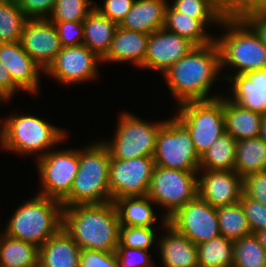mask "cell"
<instances>
[{
  "label": "cell",
  "instance_id": "cell-11",
  "mask_svg": "<svg viewBox=\"0 0 266 267\" xmlns=\"http://www.w3.org/2000/svg\"><path fill=\"white\" fill-rule=\"evenodd\" d=\"M41 190L37 193L62 201L71 191L79 169V148L50 150L36 160Z\"/></svg>",
  "mask_w": 266,
  "mask_h": 267
},
{
  "label": "cell",
  "instance_id": "cell-40",
  "mask_svg": "<svg viewBox=\"0 0 266 267\" xmlns=\"http://www.w3.org/2000/svg\"><path fill=\"white\" fill-rule=\"evenodd\" d=\"M252 233L266 229V206L244 193L240 198Z\"/></svg>",
  "mask_w": 266,
  "mask_h": 267
},
{
  "label": "cell",
  "instance_id": "cell-23",
  "mask_svg": "<svg viewBox=\"0 0 266 267\" xmlns=\"http://www.w3.org/2000/svg\"><path fill=\"white\" fill-rule=\"evenodd\" d=\"M167 5V0H135L132 9L118 26L151 34L164 27Z\"/></svg>",
  "mask_w": 266,
  "mask_h": 267
},
{
  "label": "cell",
  "instance_id": "cell-37",
  "mask_svg": "<svg viewBox=\"0 0 266 267\" xmlns=\"http://www.w3.org/2000/svg\"><path fill=\"white\" fill-rule=\"evenodd\" d=\"M223 19H244L256 12H266V0H215Z\"/></svg>",
  "mask_w": 266,
  "mask_h": 267
},
{
  "label": "cell",
  "instance_id": "cell-27",
  "mask_svg": "<svg viewBox=\"0 0 266 267\" xmlns=\"http://www.w3.org/2000/svg\"><path fill=\"white\" fill-rule=\"evenodd\" d=\"M120 226L155 227L158 222L155 203L146 196L121 197L115 199ZM154 204V205H153Z\"/></svg>",
  "mask_w": 266,
  "mask_h": 267
},
{
  "label": "cell",
  "instance_id": "cell-32",
  "mask_svg": "<svg viewBox=\"0 0 266 267\" xmlns=\"http://www.w3.org/2000/svg\"><path fill=\"white\" fill-rule=\"evenodd\" d=\"M220 235L233 241L248 234L251 229L240 202L217 208Z\"/></svg>",
  "mask_w": 266,
  "mask_h": 267
},
{
  "label": "cell",
  "instance_id": "cell-42",
  "mask_svg": "<svg viewBox=\"0 0 266 267\" xmlns=\"http://www.w3.org/2000/svg\"><path fill=\"white\" fill-rule=\"evenodd\" d=\"M79 267H119L115 252L85 249L80 253Z\"/></svg>",
  "mask_w": 266,
  "mask_h": 267
},
{
  "label": "cell",
  "instance_id": "cell-8",
  "mask_svg": "<svg viewBox=\"0 0 266 267\" xmlns=\"http://www.w3.org/2000/svg\"><path fill=\"white\" fill-rule=\"evenodd\" d=\"M176 107L174 116L188 129L201 157L226 132L223 95L207 101L185 102Z\"/></svg>",
  "mask_w": 266,
  "mask_h": 267
},
{
  "label": "cell",
  "instance_id": "cell-21",
  "mask_svg": "<svg viewBox=\"0 0 266 267\" xmlns=\"http://www.w3.org/2000/svg\"><path fill=\"white\" fill-rule=\"evenodd\" d=\"M150 34L117 27L103 63H130L140 68L145 60Z\"/></svg>",
  "mask_w": 266,
  "mask_h": 267
},
{
  "label": "cell",
  "instance_id": "cell-31",
  "mask_svg": "<svg viewBox=\"0 0 266 267\" xmlns=\"http://www.w3.org/2000/svg\"><path fill=\"white\" fill-rule=\"evenodd\" d=\"M199 267H233L234 241L219 235L197 245Z\"/></svg>",
  "mask_w": 266,
  "mask_h": 267
},
{
  "label": "cell",
  "instance_id": "cell-44",
  "mask_svg": "<svg viewBox=\"0 0 266 267\" xmlns=\"http://www.w3.org/2000/svg\"><path fill=\"white\" fill-rule=\"evenodd\" d=\"M55 24L62 47L83 44V22H52Z\"/></svg>",
  "mask_w": 266,
  "mask_h": 267
},
{
  "label": "cell",
  "instance_id": "cell-48",
  "mask_svg": "<svg viewBox=\"0 0 266 267\" xmlns=\"http://www.w3.org/2000/svg\"><path fill=\"white\" fill-rule=\"evenodd\" d=\"M255 235L266 252V229L255 232Z\"/></svg>",
  "mask_w": 266,
  "mask_h": 267
},
{
  "label": "cell",
  "instance_id": "cell-17",
  "mask_svg": "<svg viewBox=\"0 0 266 267\" xmlns=\"http://www.w3.org/2000/svg\"><path fill=\"white\" fill-rule=\"evenodd\" d=\"M242 193L243 178L235 171H198V196L214 208L240 202Z\"/></svg>",
  "mask_w": 266,
  "mask_h": 267
},
{
  "label": "cell",
  "instance_id": "cell-50",
  "mask_svg": "<svg viewBox=\"0 0 266 267\" xmlns=\"http://www.w3.org/2000/svg\"><path fill=\"white\" fill-rule=\"evenodd\" d=\"M2 103H7V102H0V104H2ZM0 125H1V117H0Z\"/></svg>",
  "mask_w": 266,
  "mask_h": 267
},
{
  "label": "cell",
  "instance_id": "cell-5",
  "mask_svg": "<svg viewBox=\"0 0 266 267\" xmlns=\"http://www.w3.org/2000/svg\"><path fill=\"white\" fill-rule=\"evenodd\" d=\"M110 160L109 149L102 140L80 148L78 173L70 193L61 201L62 206L112 201L109 187Z\"/></svg>",
  "mask_w": 266,
  "mask_h": 267
},
{
  "label": "cell",
  "instance_id": "cell-7",
  "mask_svg": "<svg viewBox=\"0 0 266 267\" xmlns=\"http://www.w3.org/2000/svg\"><path fill=\"white\" fill-rule=\"evenodd\" d=\"M111 140L102 142L108 147L111 159L127 160L137 157H153L156 138L163 121H145L133 113L122 111Z\"/></svg>",
  "mask_w": 266,
  "mask_h": 267
},
{
  "label": "cell",
  "instance_id": "cell-18",
  "mask_svg": "<svg viewBox=\"0 0 266 267\" xmlns=\"http://www.w3.org/2000/svg\"><path fill=\"white\" fill-rule=\"evenodd\" d=\"M0 63L23 92L39 93L40 73L44 74V71L23 49L21 42L0 43Z\"/></svg>",
  "mask_w": 266,
  "mask_h": 267
},
{
  "label": "cell",
  "instance_id": "cell-13",
  "mask_svg": "<svg viewBox=\"0 0 266 267\" xmlns=\"http://www.w3.org/2000/svg\"><path fill=\"white\" fill-rule=\"evenodd\" d=\"M155 167L153 157L110 160L109 187L111 200L146 196Z\"/></svg>",
  "mask_w": 266,
  "mask_h": 267
},
{
  "label": "cell",
  "instance_id": "cell-24",
  "mask_svg": "<svg viewBox=\"0 0 266 267\" xmlns=\"http://www.w3.org/2000/svg\"><path fill=\"white\" fill-rule=\"evenodd\" d=\"M223 20H198L176 11L169 3L166 8L164 28L188 39L195 46L208 45L215 41V36L206 29L219 26Z\"/></svg>",
  "mask_w": 266,
  "mask_h": 267
},
{
  "label": "cell",
  "instance_id": "cell-41",
  "mask_svg": "<svg viewBox=\"0 0 266 267\" xmlns=\"http://www.w3.org/2000/svg\"><path fill=\"white\" fill-rule=\"evenodd\" d=\"M243 193L266 206V171L246 175L243 178Z\"/></svg>",
  "mask_w": 266,
  "mask_h": 267
},
{
  "label": "cell",
  "instance_id": "cell-10",
  "mask_svg": "<svg viewBox=\"0 0 266 267\" xmlns=\"http://www.w3.org/2000/svg\"><path fill=\"white\" fill-rule=\"evenodd\" d=\"M170 117L157 134L153 156L155 166L198 172L200 156L188 129L175 116Z\"/></svg>",
  "mask_w": 266,
  "mask_h": 267
},
{
  "label": "cell",
  "instance_id": "cell-39",
  "mask_svg": "<svg viewBox=\"0 0 266 267\" xmlns=\"http://www.w3.org/2000/svg\"><path fill=\"white\" fill-rule=\"evenodd\" d=\"M115 253L119 261V267H154L149 250L124 247L118 244ZM149 253V254H148Z\"/></svg>",
  "mask_w": 266,
  "mask_h": 267
},
{
  "label": "cell",
  "instance_id": "cell-45",
  "mask_svg": "<svg viewBox=\"0 0 266 267\" xmlns=\"http://www.w3.org/2000/svg\"><path fill=\"white\" fill-rule=\"evenodd\" d=\"M56 0H18V6L27 19H48Z\"/></svg>",
  "mask_w": 266,
  "mask_h": 267
},
{
  "label": "cell",
  "instance_id": "cell-6",
  "mask_svg": "<svg viewBox=\"0 0 266 267\" xmlns=\"http://www.w3.org/2000/svg\"><path fill=\"white\" fill-rule=\"evenodd\" d=\"M62 203L37 194L15 209L3 233L41 247L62 228Z\"/></svg>",
  "mask_w": 266,
  "mask_h": 267
},
{
  "label": "cell",
  "instance_id": "cell-19",
  "mask_svg": "<svg viewBox=\"0 0 266 267\" xmlns=\"http://www.w3.org/2000/svg\"><path fill=\"white\" fill-rule=\"evenodd\" d=\"M161 218V227L165 232L159 237V253L162 267H199L198 248L185 235L179 233L168 223L164 216Z\"/></svg>",
  "mask_w": 266,
  "mask_h": 267
},
{
  "label": "cell",
  "instance_id": "cell-30",
  "mask_svg": "<svg viewBox=\"0 0 266 267\" xmlns=\"http://www.w3.org/2000/svg\"><path fill=\"white\" fill-rule=\"evenodd\" d=\"M236 143L237 140L225 132L200 157L199 170L234 171Z\"/></svg>",
  "mask_w": 266,
  "mask_h": 267
},
{
  "label": "cell",
  "instance_id": "cell-2",
  "mask_svg": "<svg viewBox=\"0 0 266 267\" xmlns=\"http://www.w3.org/2000/svg\"><path fill=\"white\" fill-rule=\"evenodd\" d=\"M62 228L82 250L115 252L120 222L113 201L63 207Z\"/></svg>",
  "mask_w": 266,
  "mask_h": 267
},
{
  "label": "cell",
  "instance_id": "cell-20",
  "mask_svg": "<svg viewBox=\"0 0 266 267\" xmlns=\"http://www.w3.org/2000/svg\"><path fill=\"white\" fill-rule=\"evenodd\" d=\"M226 82L230 83L229 90L232 92L227 97L231 101L266 114V69L232 75Z\"/></svg>",
  "mask_w": 266,
  "mask_h": 267
},
{
  "label": "cell",
  "instance_id": "cell-49",
  "mask_svg": "<svg viewBox=\"0 0 266 267\" xmlns=\"http://www.w3.org/2000/svg\"><path fill=\"white\" fill-rule=\"evenodd\" d=\"M259 137L266 141V114L261 119Z\"/></svg>",
  "mask_w": 266,
  "mask_h": 267
},
{
  "label": "cell",
  "instance_id": "cell-43",
  "mask_svg": "<svg viewBox=\"0 0 266 267\" xmlns=\"http://www.w3.org/2000/svg\"><path fill=\"white\" fill-rule=\"evenodd\" d=\"M102 2L103 5L95 2V9L119 25L132 9L135 0H103Z\"/></svg>",
  "mask_w": 266,
  "mask_h": 267
},
{
  "label": "cell",
  "instance_id": "cell-29",
  "mask_svg": "<svg viewBox=\"0 0 266 267\" xmlns=\"http://www.w3.org/2000/svg\"><path fill=\"white\" fill-rule=\"evenodd\" d=\"M39 247L3 233L0 267H38Z\"/></svg>",
  "mask_w": 266,
  "mask_h": 267
},
{
  "label": "cell",
  "instance_id": "cell-9",
  "mask_svg": "<svg viewBox=\"0 0 266 267\" xmlns=\"http://www.w3.org/2000/svg\"><path fill=\"white\" fill-rule=\"evenodd\" d=\"M198 172L155 166L147 196L164 209L167 220L198 196Z\"/></svg>",
  "mask_w": 266,
  "mask_h": 267
},
{
  "label": "cell",
  "instance_id": "cell-46",
  "mask_svg": "<svg viewBox=\"0 0 266 267\" xmlns=\"http://www.w3.org/2000/svg\"><path fill=\"white\" fill-rule=\"evenodd\" d=\"M22 91L11 79L7 69L0 63V97L8 101Z\"/></svg>",
  "mask_w": 266,
  "mask_h": 267
},
{
  "label": "cell",
  "instance_id": "cell-12",
  "mask_svg": "<svg viewBox=\"0 0 266 267\" xmlns=\"http://www.w3.org/2000/svg\"><path fill=\"white\" fill-rule=\"evenodd\" d=\"M101 63L102 59L87 46H67L62 47L44 74L54 78L61 85L73 86L98 79V65Z\"/></svg>",
  "mask_w": 266,
  "mask_h": 267
},
{
  "label": "cell",
  "instance_id": "cell-34",
  "mask_svg": "<svg viewBox=\"0 0 266 267\" xmlns=\"http://www.w3.org/2000/svg\"><path fill=\"white\" fill-rule=\"evenodd\" d=\"M233 267H266V252L255 233L234 241Z\"/></svg>",
  "mask_w": 266,
  "mask_h": 267
},
{
  "label": "cell",
  "instance_id": "cell-38",
  "mask_svg": "<svg viewBox=\"0 0 266 267\" xmlns=\"http://www.w3.org/2000/svg\"><path fill=\"white\" fill-rule=\"evenodd\" d=\"M156 234V227L120 226L119 243L124 247L149 250L157 240Z\"/></svg>",
  "mask_w": 266,
  "mask_h": 267
},
{
  "label": "cell",
  "instance_id": "cell-14",
  "mask_svg": "<svg viewBox=\"0 0 266 267\" xmlns=\"http://www.w3.org/2000/svg\"><path fill=\"white\" fill-rule=\"evenodd\" d=\"M168 223L196 245L220 235L217 208L199 196L173 214Z\"/></svg>",
  "mask_w": 266,
  "mask_h": 267
},
{
  "label": "cell",
  "instance_id": "cell-33",
  "mask_svg": "<svg viewBox=\"0 0 266 267\" xmlns=\"http://www.w3.org/2000/svg\"><path fill=\"white\" fill-rule=\"evenodd\" d=\"M26 20L17 2L0 0V43L20 42Z\"/></svg>",
  "mask_w": 266,
  "mask_h": 267
},
{
  "label": "cell",
  "instance_id": "cell-16",
  "mask_svg": "<svg viewBox=\"0 0 266 267\" xmlns=\"http://www.w3.org/2000/svg\"><path fill=\"white\" fill-rule=\"evenodd\" d=\"M194 47L188 39L164 27L158 29L149 36L146 57L140 69L153 70L163 75Z\"/></svg>",
  "mask_w": 266,
  "mask_h": 267
},
{
  "label": "cell",
  "instance_id": "cell-4",
  "mask_svg": "<svg viewBox=\"0 0 266 267\" xmlns=\"http://www.w3.org/2000/svg\"><path fill=\"white\" fill-rule=\"evenodd\" d=\"M220 26L223 35L215 36L220 51L221 72L231 70L220 77L228 80L232 75L266 69V46L259 35L244 19H223Z\"/></svg>",
  "mask_w": 266,
  "mask_h": 267
},
{
  "label": "cell",
  "instance_id": "cell-15",
  "mask_svg": "<svg viewBox=\"0 0 266 267\" xmlns=\"http://www.w3.org/2000/svg\"><path fill=\"white\" fill-rule=\"evenodd\" d=\"M20 42L44 72L62 49L57 28L49 19H27Z\"/></svg>",
  "mask_w": 266,
  "mask_h": 267
},
{
  "label": "cell",
  "instance_id": "cell-1",
  "mask_svg": "<svg viewBox=\"0 0 266 267\" xmlns=\"http://www.w3.org/2000/svg\"><path fill=\"white\" fill-rule=\"evenodd\" d=\"M220 51L216 41L195 46L174 63L164 74L176 106L189 101H207L222 96L211 95L213 85L221 74ZM210 93V94H209Z\"/></svg>",
  "mask_w": 266,
  "mask_h": 267
},
{
  "label": "cell",
  "instance_id": "cell-22",
  "mask_svg": "<svg viewBox=\"0 0 266 267\" xmlns=\"http://www.w3.org/2000/svg\"><path fill=\"white\" fill-rule=\"evenodd\" d=\"M82 249L61 228L39 247L38 267H79Z\"/></svg>",
  "mask_w": 266,
  "mask_h": 267
},
{
  "label": "cell",
  "instance_id": "cell-3",
  "mask_svg": "<svg viewBox=\"0 0 266 267\" xmlns=\"http://www.w3.org/2000/svg\"><path fill=\"white\" fill-rule=\"evenodd\" d=\"M67 134L64 129L36 115L11 113L1 118L0 148L17 155L35 156L37 160L64 143Z\"/></svg>",
  "mask_w": 266,
  "mask_h": 267
},
{
  "label": "cell",
  "instance_id": "cell-25",
  "mask_svg": "<svg viewBox=\"0 0 266 267\" xmlns=\"http://www.w3.org/2000/svg\"><path fill=\"white\" fill-rule=\"evenodd\" d=\"M224 96L223 112L226 133L237 141L258 137L263 114L241 107Z\"/></svg>",
  "mask_w": 266,
  "mask_h": 267
},
{
  "label": "cell",
  "instance_id": "cell-47",
  "mask_svg": "<svg viewBox=\"0 0 266 267\" xmlns=\"http://www.w3.org/2000/svg\"><path fill=\"white\" fill-rule=\"evenodd\" d=\"M244 20L255 30L266 46V12L249 14Z\"/></svg>",
  "mask_w": 266,
  "mask_h": 267
},
{
  "label": "cell",
  "instance_id": "cell-36",
  "mask_svg": "<svg viewBox=\"0 0 266 267\" xmlns=\"http://www.w3.org/2000/svg\"><path fill=\"white\" fill-rule=\"evenodd\" d=\"M176 11L198 20H223L215 0H172L168 2Z\"/></svg>",
  "mask_w": 266,
  "mask_h": 267
},
{
  "label": "cell",
  "instance_id": "cell-51",
  "mask_svg": "<svg viewBox=\"0 0 266 267\" xmlns=\"http://www.w3.org/2000/svg\"><path fill=\"white\" fill-rule=\"evenodd\" d=\"M2 235H3V232L0 231V239H1Z\"/></svg>",
  "mask_w": 266,
  "mask_h": 267
},
{
  "label": "cell",
  "instance_id": "cell-28",
  "mask_svg": "<svg viewBox=\"0 0 266 267\" xmlns=\"http://www.w3.org/2000/svg\"><path fill=\"white\" fill-rule=\"evenodd\" d=\"M234 171L242 178L251 173L266 171V141L259 136L238 140Z\"/></svg>",
  "mask_w": 266,
  "mask_h": 267
},
{
  "label": "cell",
  "instance_id": "cell-35",
  "mask_svg": "<svg viewBox=\"0 0 266 267\" xmlns=\"http://www.w3.org/2000/svg\"><path fill=\"white\" fill-rule=\"evenodd\" d=\"M94 8L93 0H56L48 19L51 22H83Z\"/></svg>",
  "mask_w": 266,
  "mask_h": 267
},
{
  "label": "cell",
  "instance_id": "cell-26",
  "mask_svg": "<svg viewBox=\"0 0 266 267\" xmlns=\"http://www.w3.org/2000/svg\"><path fill=\"white\" fill-rule=\"evenodd\" d=\"M118 24L93 9L83 21V45L87 46L100 59H103L110 47Z\"/></svg>",
  "mask_w": 266,
  "mask_h": 267
}]
</instances>
